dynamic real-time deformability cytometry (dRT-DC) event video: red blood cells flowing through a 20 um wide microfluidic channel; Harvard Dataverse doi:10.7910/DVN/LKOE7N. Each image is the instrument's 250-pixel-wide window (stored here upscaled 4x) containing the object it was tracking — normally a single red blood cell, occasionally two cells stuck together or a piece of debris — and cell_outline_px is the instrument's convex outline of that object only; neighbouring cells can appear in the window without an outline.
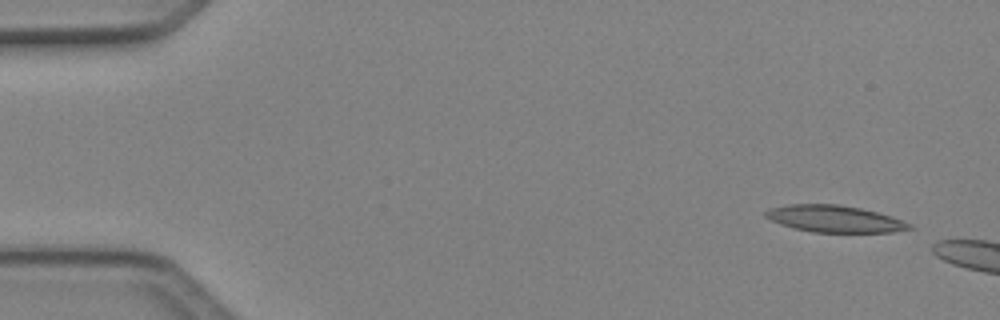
{"species": "Egyptian fruit bat (a non-hibernating species)", "species_latin": "Rousettus aegyptiacus", "temperature_condition": "cold", "stored_images_in_passage": 3, "camera_frame_rate_fps": 3000, "um_per_image_px": 0.085, "animal": {"sex": "female"}, "frame": {"image": 1, "passage_image": 1, "time_ms": 0.0, "image_size_px": [1000, 320], "cell_outline_px": [[916, 228], [892, 232], [812, 232], [780, 224], [764, 216], [764, 212], [768, 208], [788, 204], [840, 204], [860, 208], [892, 216], [912, 224]], "centroid_in_image_um": [70.95, 18.59], "position_along_channel_um": 14.0, "area_um2": 22.54}}